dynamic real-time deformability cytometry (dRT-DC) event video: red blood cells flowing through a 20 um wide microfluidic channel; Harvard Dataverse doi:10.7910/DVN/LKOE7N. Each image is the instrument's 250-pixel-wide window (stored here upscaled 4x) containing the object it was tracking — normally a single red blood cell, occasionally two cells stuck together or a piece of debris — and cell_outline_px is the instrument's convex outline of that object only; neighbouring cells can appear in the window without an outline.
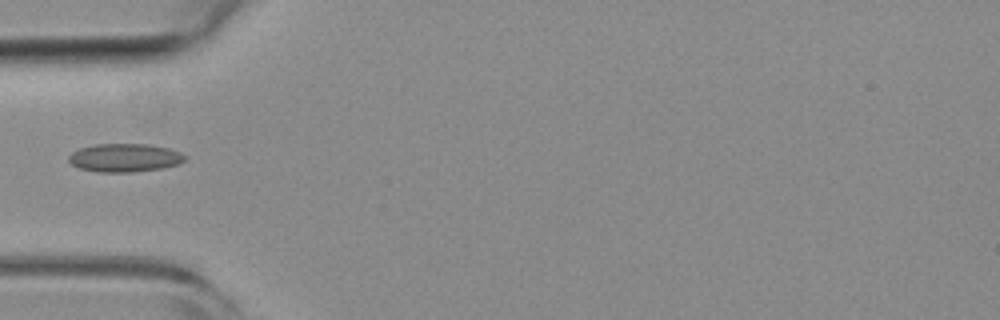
{"species": "common noctule bat (a hibernating species)", "species_latin": "Nyctalus noctula", "temperature_condition": "room temperature", "stored_images_in_passage": 25, "camera_frame_rate_fps": 3000, "um_per_image_px": 0.085, "animal": {"sex": "female", "body_mass_g": 19.3, "forearm_length_mm": 54.1}, "frame": {"image": 1, "passage_image": 1, "time_ms": 0.0, "image_size_px": [1000, 320], "cell_outline_px": [[184, 160], [176, 164], [164, 168], [132, 172], [96, 172], [80, 168], [72, 164], [68, 160], [68, 156], [72, 152], [80, 148], [96, 144], [148, 144], [168, 148], [180, 152], [184, 156]], "centroid_in_image_um": [10.56, 13.41], "position_along_channel_um": 74.4, "area_um2": 19.07}}
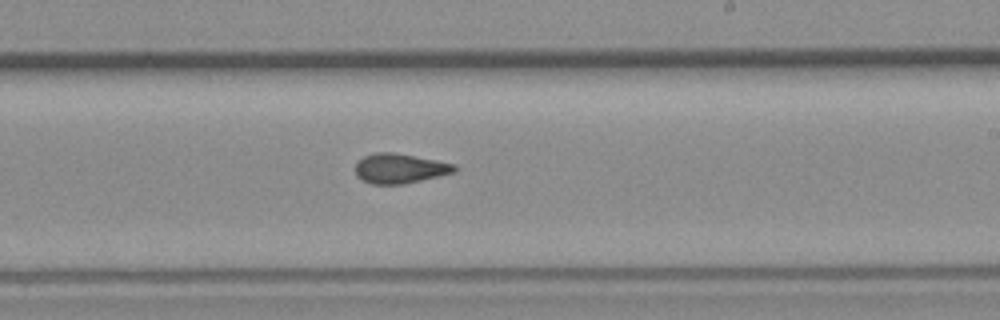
{"frame": {"image": 2, "passage_image": 15, "time_ms": 4.667, "image_size_px": [1000, 320], "cell_outline_px": [[456, 172], [404, 184], [372, 184], [356, 176], [356, 164], [364, 156], [376, 152], [392, 152], [436, 160], [456, 164]], "centroid_in_image_um": [34.0, 14.32], "position_along_channel_um": 255.0, "area_um2": 17.05}}
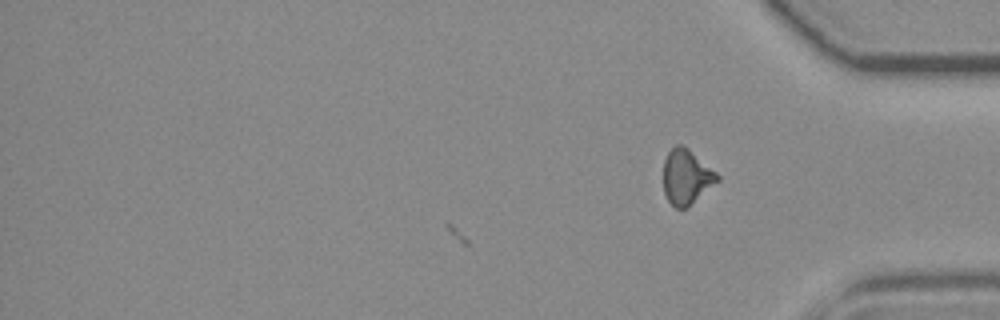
{"frame": {"image": 3, "passage_image": 25, "time_ms": 8.0, "image_size_px": [1000, 320], "cell_outline_px": [[720, 180], [684, 208], [676, 208], [668, 200], [664, 192], [664, 160], [668, 152], [676, 144], [684, 144], [716, 172], [720, 176]], "centroid_in_image_um": [58.34, 14.99], "position_along_channel_um": 376.9, "area_um2": 16.99}}